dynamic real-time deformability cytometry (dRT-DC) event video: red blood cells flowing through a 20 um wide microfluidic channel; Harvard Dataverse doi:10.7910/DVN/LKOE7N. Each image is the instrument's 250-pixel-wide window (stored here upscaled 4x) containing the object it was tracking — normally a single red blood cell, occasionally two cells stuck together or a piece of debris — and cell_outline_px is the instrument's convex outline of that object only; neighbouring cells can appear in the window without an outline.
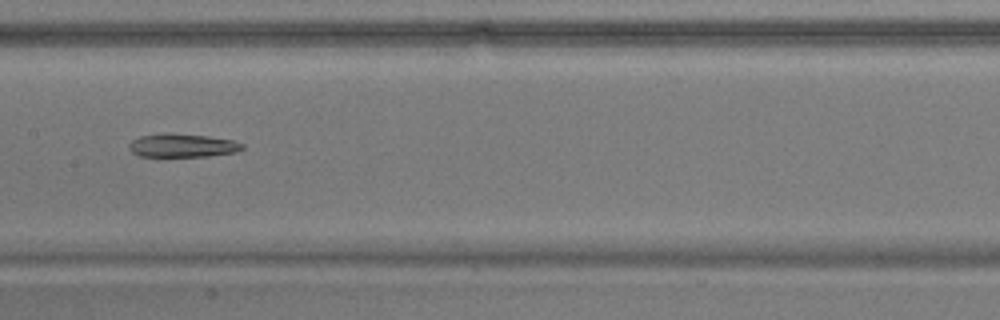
{"species": "common noctule bat (a hibernating species)", "species_latin": "Nyctalus noctula", "temperature_condition": "warm", "stored_images_in_passage": 39, "camera_frame_rate_fps": 3000, "um_per_image_px": 0.085, "animal": {"sex": "male", "body_mass_g": 17.9}, "frame": {"image": 1, "passage_image": 12, "time_ms": 3.667, "image_size_px": [1000, 320], "cell_outline_px": [[244, 148], [236, 152], [208, 156], [140, 156], [132, 152], [128, 148], [132, 140], [140, 136], [208, 136], [232, 140], [244, 144]], "centroid_in_image_um": [15.57, 12.41], "position_along_channel_um": 191.8, "area_um2": 14.51}}